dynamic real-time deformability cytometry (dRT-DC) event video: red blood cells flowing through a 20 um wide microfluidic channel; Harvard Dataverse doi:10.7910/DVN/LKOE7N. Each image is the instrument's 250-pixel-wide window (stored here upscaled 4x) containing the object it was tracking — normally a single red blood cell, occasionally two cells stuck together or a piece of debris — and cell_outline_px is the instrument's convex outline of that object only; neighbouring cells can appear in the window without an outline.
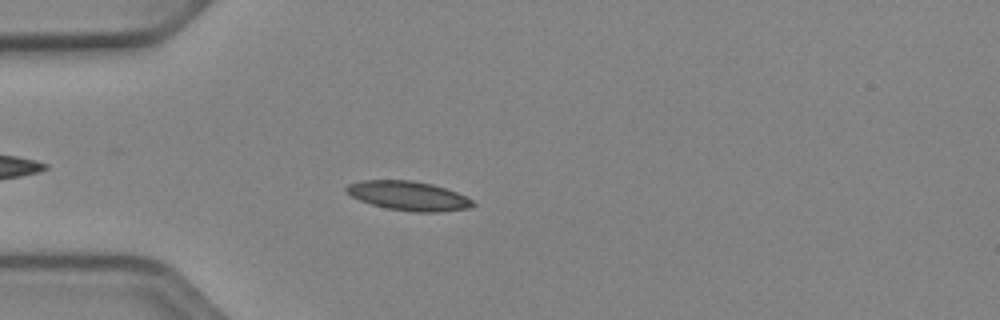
{"species": "Egyptian fruit bat (a non-hibernating species)", "species_latin": "Rousettus aegyptiacus", "temperature_condition": "cold", "stored_images_in_passage": 39, "camera_frame_rate_fps": 3000, "um_per_image_px": 0.085, "animal": {"sex": "female"}, "frame": {"image": 1, "passage_image": 1, "time_ms": 0.0, "image_size_px": [1000, 320], "cell_outline_px": [[476, 204], [468, 208], [440, 212], [416, 212], [388, 208], [372, 204], [360, 200], [352, 196], [344, 188], [348, 184], [360, 180], [412, 180], [432, 184], [456, 192], [472, 200]], "centroid_in_image_um": [34.71, 16.64], "position_along_channel_um": 50.3, "area_um2": 21.33}}
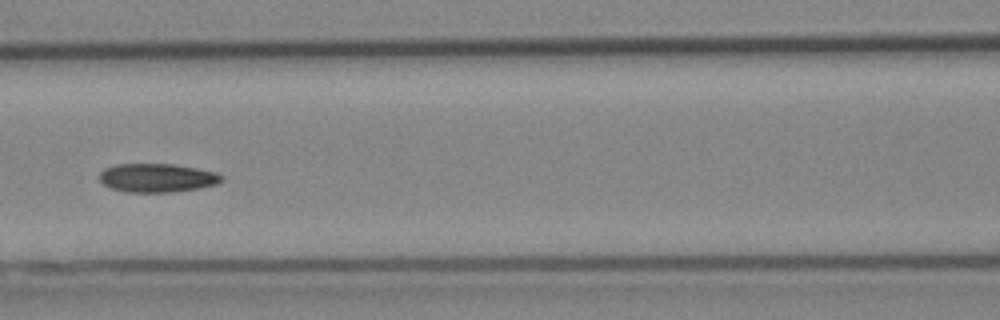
{"frame": {"image": 2, "passage_image": 10, "time_ms": 3.0, "image_size_px": [1000, 320], "cell_outline_px": [[224, 180], [216, 184], [200, 188], [172, 192], [128, 192], [112, 188], [104, 184], [100, 180], [100, 172], [104, 168], [116, 164], [172, 164], [196, 168], [216, 172], [224, 176]], "centroid_in_image_um": [13.38, 15.11], "position_along_channel_um": 153.2, "area_um2": 20.4}}
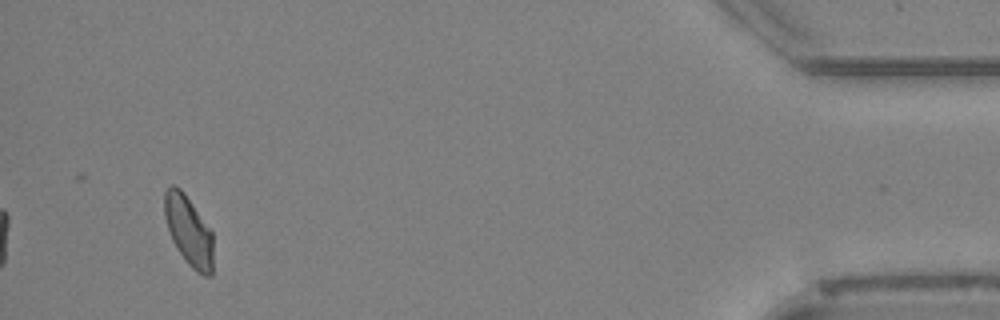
{"frame": {"image": 3, "passage_image": 36, "time_ms": 11.667, "image_size_px": [1000, 320], "cell_outline_px": [[212, 276], [204, 276], [196, 272], [188, 264], [176, 248], [172, 240], [164, 216], [164, 192], [172, 184], [180, 188], [184, 192], [212, 232]], "centroid_in_image_um": [16.02, 19.62], "position_along_channel_um": 419.2, "area_um2": 19.71}, "authors_computed_cell_mechanics": {"area_um2": 19.9988, "velocity_mm_per_s": 3.8857, "shape_relaxation_time_tau1_ms": 3.5334, "shape_relaxation_time_tau2_ms": 3.8141, "deformation_change_tau1": 0.1146, "deformation_change_tau2": 0.0967}}